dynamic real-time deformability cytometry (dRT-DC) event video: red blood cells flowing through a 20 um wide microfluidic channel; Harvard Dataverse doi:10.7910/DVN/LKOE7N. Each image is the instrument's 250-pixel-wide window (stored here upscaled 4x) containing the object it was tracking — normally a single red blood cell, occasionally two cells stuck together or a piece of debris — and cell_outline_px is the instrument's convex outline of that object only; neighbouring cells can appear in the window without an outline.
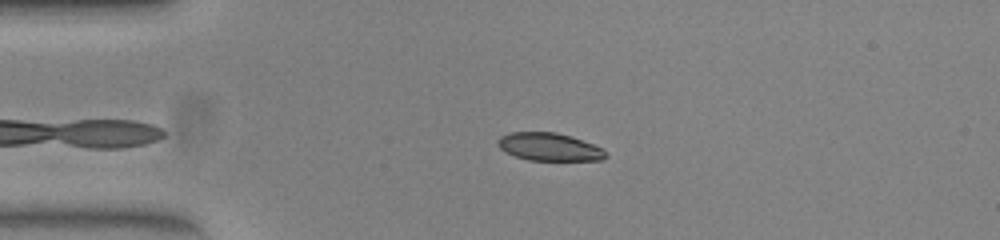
{"species": "common noctule bat (a hibernating species)", "species_latin": "Nyctalus noctula", "temperature_condition": "warm", "stored_images_in_passage": 39, "camera_frame_rate_fps": 3000, "um_per_image_px": 0.085, "animal": {"sex": "female", "body_mass_g": 23.0, "forearm_length_mm": 53.4}, "frame": {"image": 1, "passage_image": 3, "time_ms": 0.667, "image_size_px": [1000, 240], "cell_outline_px": [[608, 156], [600, 160], [528, 160], [516, 156], [500, 148], [496, 140], [500, 136], [512, 132], [556, 132], [604, 148]], "centroid_in_image_um": [46.69, 12.48], "position_along_channel_um": 38.3, "area_um2": 17.28}}
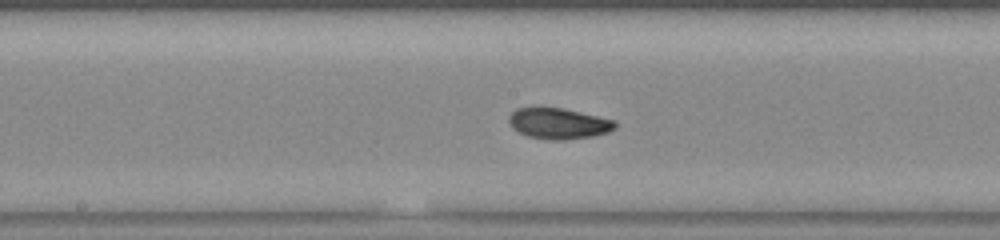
{"frame": {"image": 2, "passage_image": 18, "time_ms": 5.667, "image_size_px": [1000, 240], "cell_outline_px": [[616, 128], [608, 132], [592, 136], [564, 140], [552, 140], [528, 136], [512, 128], [508, 120], [508, 116], [516, 108], [536, 104], [564, 108], [616, 120]], "centroid_in_image_um": [47.43, 10.44], "position_along_channel_um": 200.8, "area_um2": 19.77}}
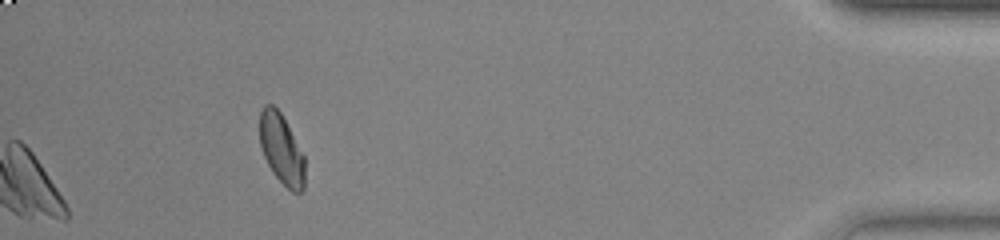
{"frame": {"image": 3, "passage_image": 39, "time_ms": 12.667, "image_size_px": [1000, 240], "cell_outline_px": [[304, 188], [300, 192], [292, 192], [272, 172], [264, 156], [260, 144], [260, 112], [264, 104], [272, 104], [280, 112], [304, 156]], "centroid_in_image_um": [23.91, 12.67], "position_along_channel_um": 411.3, "area_um2": 18.09}, "authors_computed_cell_mechanics": {"area_um2": 18.9006, "velocity_mm_per_s": 3.893, "shape_relaxation_time_tau1_ms": null, "shape_relaxation_time_tau2_ms": 2.1418, "deformation_change_tau1": null, "deformation_change_tau2": 0.0534}}